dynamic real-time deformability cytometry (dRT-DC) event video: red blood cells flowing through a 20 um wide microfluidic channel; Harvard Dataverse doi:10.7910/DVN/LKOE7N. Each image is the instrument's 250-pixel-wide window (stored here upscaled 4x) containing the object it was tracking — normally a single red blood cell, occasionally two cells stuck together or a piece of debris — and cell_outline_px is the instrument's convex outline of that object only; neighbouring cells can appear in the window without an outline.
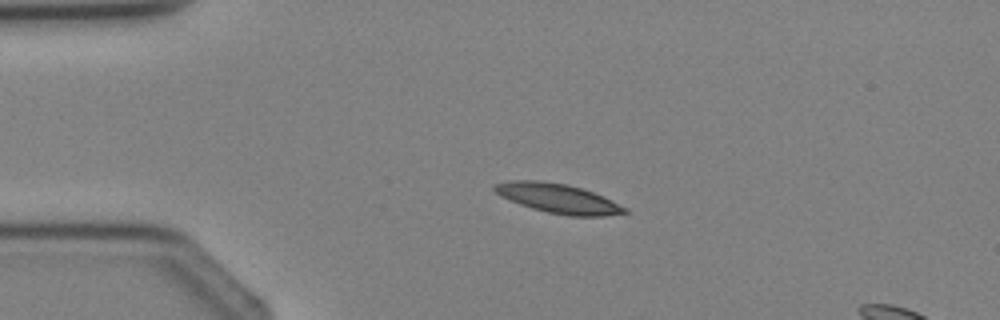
{"species": "Egyptian fruit bat (a non-hibernating species)", "species_latin": "Rousettus aegyptiacus", "temperature_condition": "cold", "stored_images_in_passage": 3, "camera_frame_rate_fps": 3000, "um_per_image_px": 0.085, "animal": {"sex": "female"}, "frame": {"image": 1, "passage_image": 2, "time_ms": 1.333, "image_size_px": [1000, 320], "cell_outline_px": [[628, 212], [604, 216], [568, 216], [548, 212], [532, 208], [520, 204], [500, 196], [492, 188], [496, 184], [512, 180], [536, 180], [568, 184], [592, 192], [628, 208]], "centroid_in_image_um": [47.43, 16.86], "position_along_channel_um": 37.6, "area_um2": 22.02}}